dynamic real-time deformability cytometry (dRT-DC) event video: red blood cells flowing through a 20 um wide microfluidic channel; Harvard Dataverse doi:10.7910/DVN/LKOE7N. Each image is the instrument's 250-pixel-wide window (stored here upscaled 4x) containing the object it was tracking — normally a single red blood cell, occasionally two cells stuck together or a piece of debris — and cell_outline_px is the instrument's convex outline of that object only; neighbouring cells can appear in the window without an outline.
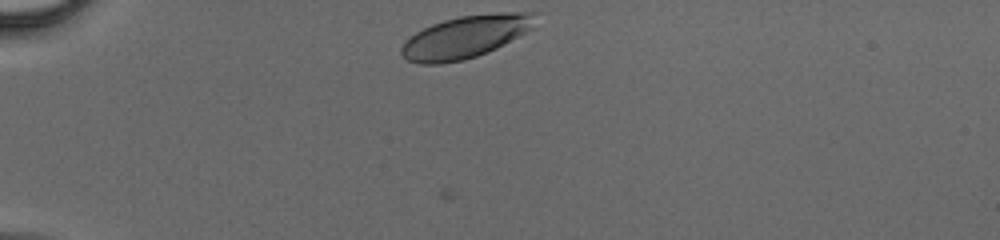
{"species": "human", "species_latin": "Homo sapiens", "temperature_condition": "cold", "stored_images_in_passage": 29, "camera_frame_rate_fps": 3000, "um_per_image_px": 0.085, "donor": {"sex": "male"}, "frame": {"image": 1, "passage_image": 1, "time_ms": 0.0, "image_size_px": [1000, 240], "cell_outline_px": [[536, 12], [532, 28], [496, 48], [476, 56], [464, 60], [440, 64], [420, 64], [408, 60], [400, 52], [400, 48], [416, 32], [432, 24], [444, 20], [460, 16], [504, 12]], "centroid_in_image_um": [39.55, 3.13], "position_along_channel_um": 45.5, "area_um2": 32.54}}
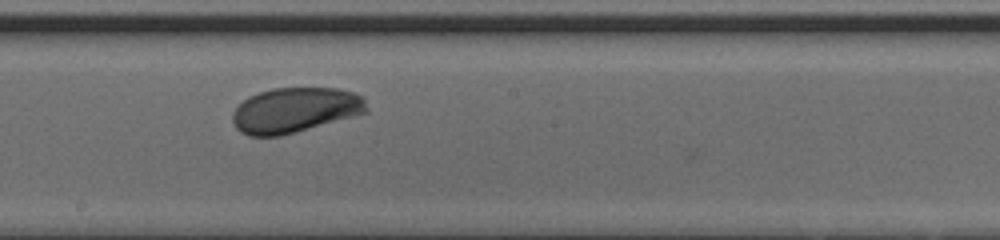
{"frame": {"image": 2, "passage_image": 16, "time_ms": 5.0, "image_size_px": [1000, 240], "cell_outline_px": [[368, 112], [296, 132], [280, 136], [248, 136], [240, 132], [236, 128], [232, 120], [232, 112], [248, 96], [272, 88], [340, 88], [352, 92], [360, 96], [364, 100], [368, 108]], "centroid_in_image_um": [25.05, 9.36], "position_along_channel_um": 223.1, "area_um2": 35.2}}
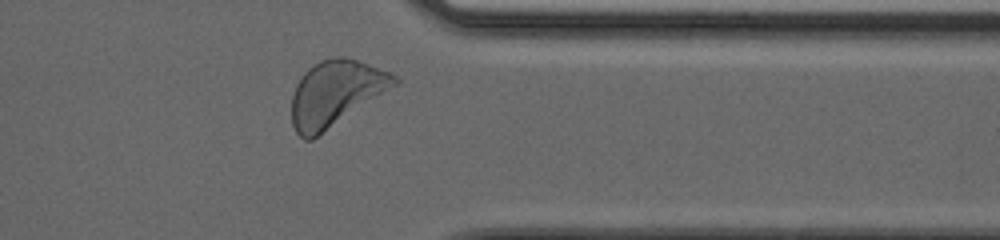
{"frame": {"image": 3, "passage_image": 27, "time_ms": 8.667, "image_size_px": [1000, 240], "cell_outline_px": [[400, 80], [396, 84], [312, 140], [304, 140], [296, 132], [292, 124], [292, 96], [296, 84], [300, 76], [308, 68], [320, 60], [336, 56], [344, 56], [368, 64], [388, 72], [396, 76]], "centroid_in_image_um": [28.47, 7.92], "position_along_channel_um": 382.9, "area_um2": 38.67}}